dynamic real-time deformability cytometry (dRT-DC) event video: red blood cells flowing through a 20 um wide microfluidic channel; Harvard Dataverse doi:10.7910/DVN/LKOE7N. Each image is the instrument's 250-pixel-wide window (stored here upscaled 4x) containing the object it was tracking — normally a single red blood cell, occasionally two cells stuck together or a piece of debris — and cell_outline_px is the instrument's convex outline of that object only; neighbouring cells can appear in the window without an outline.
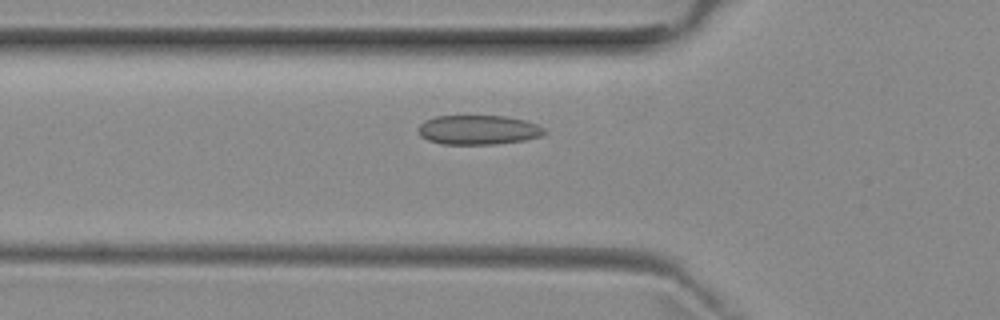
{"species": "common noctule bat (a hibernating species)", "species_latin": "Nyctalus noctula", "temperature_condition": "room temperature", "stored_images_in_passage": 31, "camera_frame_rate_fps": 3000, "um_per_image_px": 0.085, "animal": {"sex": "female", "body_mass_g": 29.2, "forearm_length_mm": 56.3}, "frame": {"image": 1, "passage_image": 2, "time_ms": 0.333, "image_size_px": [1000, 320], "cell_outline_px": [[548, 132], [540, 136], [524, 140], [492, 144], [440, 144], [428, 140], [420, 136], [416, 128], [424, 120], [436, 116], [504, 116], [524, 120], [536, 124], [544, 128]], "centroid_in_image_um": [40.61, 11.04], "position_along_channel_um": 85.2, "area_um2": 21.68}}
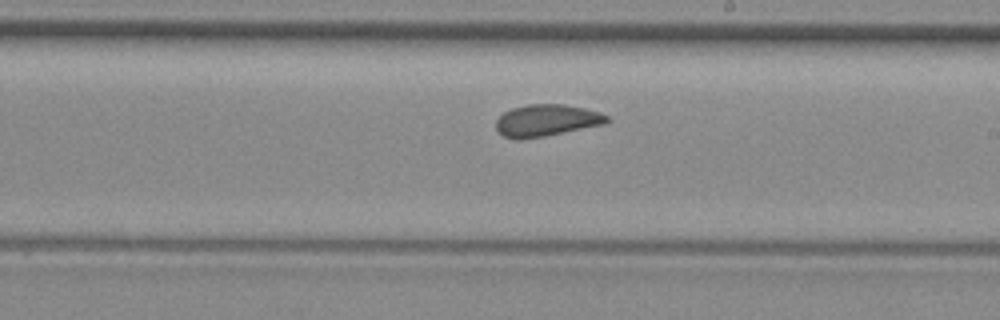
{"frame": {"image": 2, "passage_image": 14, "time_ms": 4.333, "image_size_px": [1000, 320], "cell_outline_px": [[608, 120], [604, 124], [544, 136], [520, 140], [516, 140], [504, 136], [496, 128], [496, 120], [504, 112], [512, 108], [528, 104], [564, 104], [584, 108], [600, 112], [608, 116]], "centroid_in_image_um": [46.43, 10.23], "position_along_channel_um": 242.6, "area_um2": 20.46}}
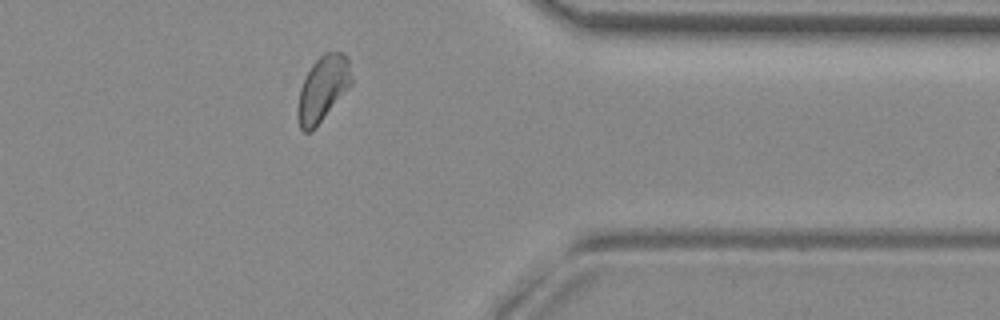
{"frame": {"image": 3, "passage_image": 26, "time_ms": 8.333, "image_size_px": [1000, 320], "cell_outline_px": [[352, 84], [320, 120], [308, 132], [304, 132], [300, 128], [296, 112], [296, 108], [300, 88], [312, 64], [324, 52], [340, 52], [348, 56], [352, 80]], "centroid_in_image_um": [27.43, 7.49], "position_along_channel_um": 384.0, "area_um2": 20.0}}